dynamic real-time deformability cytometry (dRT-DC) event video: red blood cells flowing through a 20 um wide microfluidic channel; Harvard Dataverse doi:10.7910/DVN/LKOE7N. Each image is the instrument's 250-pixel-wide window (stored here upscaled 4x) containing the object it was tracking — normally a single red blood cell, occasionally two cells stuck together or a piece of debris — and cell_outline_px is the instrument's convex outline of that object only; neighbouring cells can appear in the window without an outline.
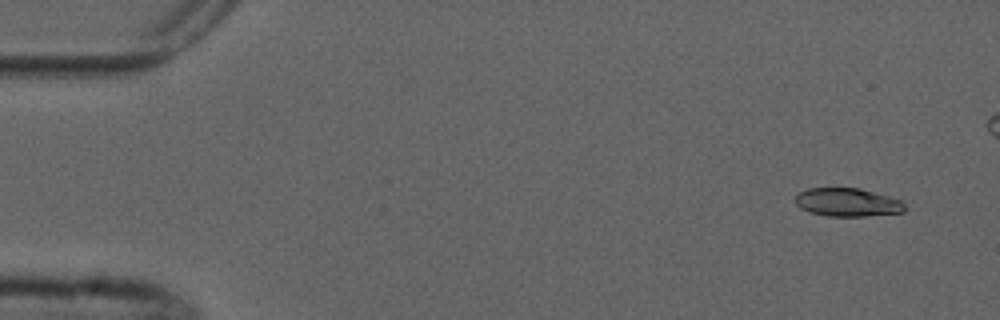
{"species": "common noctule bat (a hibernating species)", "species_latin": "Nyctalus noctula", "temperature_condition": "cold", "stored_images_in_passage": 5, "camera_frame_rate_fps": 3000, "um_per_image_px": 0.085, "animal": {"sex": "male", "forearm_length_mm": 52.5}, "frame": {"image": 1, "passage_image": 1, "time_ms": 0.0, "image_size_px": [1000, 320], "cell_outline_px": [[904, 212], [864, 216], [828, 216], [808, 212], [800, 208], [792, 200], [800, 192], [808, 188], [860, 188], [888, 196], [900, 200], [904, 204]], "centroid_in_image_um": [71.98, 17.2], "position_along_channel_um": 13.0, "area_um2": 18.09}}